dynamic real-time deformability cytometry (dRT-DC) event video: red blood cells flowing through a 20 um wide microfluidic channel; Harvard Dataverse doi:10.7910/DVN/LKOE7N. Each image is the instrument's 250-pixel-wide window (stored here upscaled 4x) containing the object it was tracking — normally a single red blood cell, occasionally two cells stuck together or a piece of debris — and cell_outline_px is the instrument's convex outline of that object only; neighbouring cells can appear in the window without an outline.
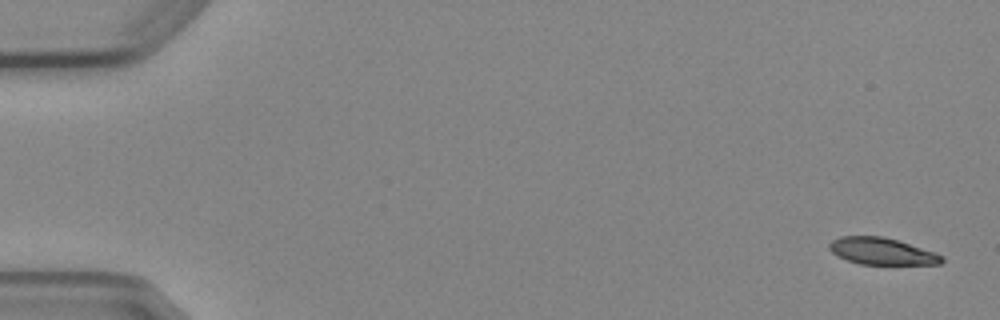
{"species": "Egyptian fruit bat (a non-hibernating species)", "species_latin": "Rousettus aegyptiacus", "temperature_condition": "cold", "stored_images_in_passage": 4, "camera_frame_rate_fps": 3000, "um_per_image_px": 0.085, "animal": {"sex": "female"}, "frame": {"image": 1, "passage_image": 1, "time_ms": 0.0, "image_size_px": [1000, 320], "cell_outline_px": [[944, 260], [940, 264], [860, 264], [836, 256], [828, 248], [828, 244], [832, 240], [840, 236], [880, 236], [896, 240], [936, 252], [944, 256]], "centroid_in_image_um": [74.94, 21.36], "position_along_channel_um": 10.1, "area_um2": 17.57}}
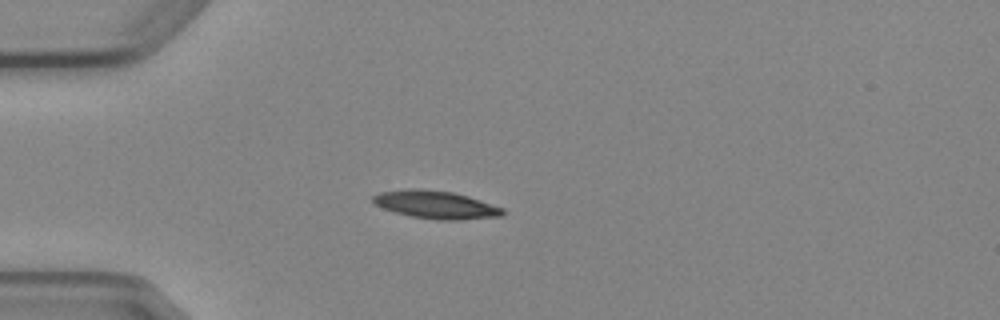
{"frame": {"image": 2, "passage_image": 4, "time_ms": 4.333, "image_size_px": [1000, 320], "cell_outline_px": [[504, 216], [460, 220], [440, 220], [412, 216], [396, 212], [384, 208], [376, 204], [372, 200], [372, 196], [380, 192], [408, 188], [420, 188], [452, 192], [468, 196], [504, 208]], "centroid_in_image_um": [37.07, 17.39], "position_along_channel_um": 47.9, "area_um2": 21.04}}